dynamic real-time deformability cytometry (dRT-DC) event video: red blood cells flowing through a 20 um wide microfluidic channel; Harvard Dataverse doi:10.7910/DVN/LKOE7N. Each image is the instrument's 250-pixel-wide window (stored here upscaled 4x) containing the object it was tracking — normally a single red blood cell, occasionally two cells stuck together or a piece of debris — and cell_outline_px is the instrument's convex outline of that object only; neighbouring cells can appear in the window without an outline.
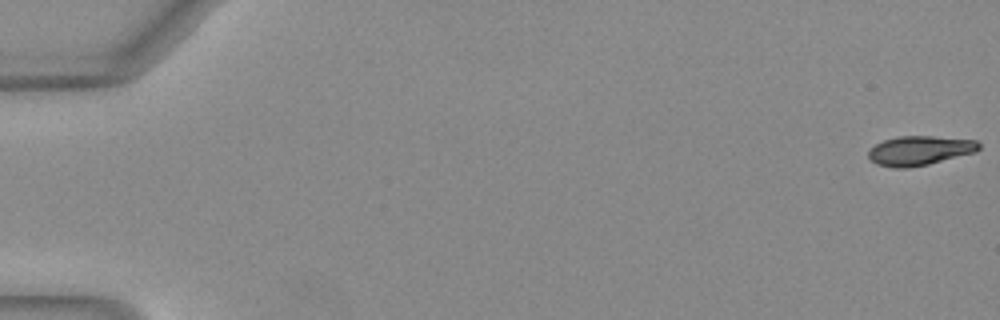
{"species": "Egyptian fruit bat (a non-hibernating species)", "species_latin": "Rousettus aegyptiacus", "temperature_condition": "warm", "stored_images_in_passage": 7, "camera_frame_rate_fps": 3000, "um_per_image_px": 0.085, "animal": {"sex": "female"}, "frame": {"image": 1, "passage_image": 1, "time_ms": 0.0, "image_size_px": [1000, 320], "cell_outline_px": [[980, 148], [976, 152], [928, 164], [908, 168], [892, 168], [876, 164], [868, 156], [868, 152], [876, 144], [884, 140], [900, 136], [932, 136], [976, 140], [980, 144]], "centroid_in_image_um": [78.18, 12.8], "position_along_channel_um": 6.8, "area_um2": 18.84}}